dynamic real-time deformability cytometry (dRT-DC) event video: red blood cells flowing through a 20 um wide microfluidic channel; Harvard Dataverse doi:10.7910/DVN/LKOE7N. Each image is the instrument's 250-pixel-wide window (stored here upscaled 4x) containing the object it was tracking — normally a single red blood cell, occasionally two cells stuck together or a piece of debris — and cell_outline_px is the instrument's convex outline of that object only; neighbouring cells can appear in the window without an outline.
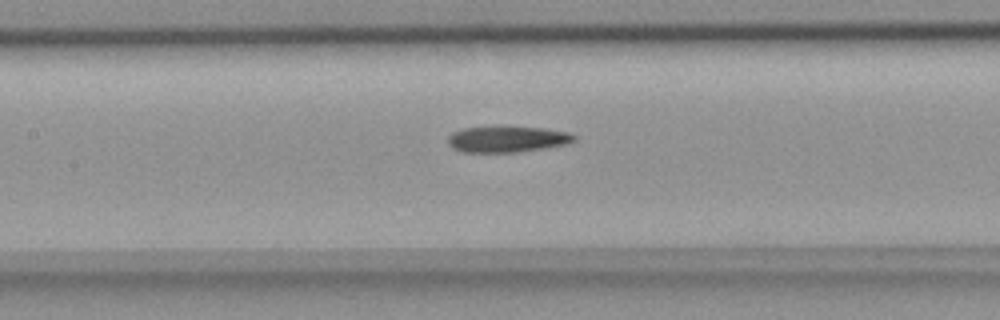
{"species": "common noctule bat (a hibernating species)", "species_latin": "Nyctalus noctula", "temperature_condition": "room temperature", "stored_images_in_passage": 36, "camera_frame_rate_fps": 3000, "um_per_image_px": 0.085, "animal": {"sex": "female", "body_mass_g": 18.4}, "frame": {"image": 1, "passage_image": 14, "time_ms": 4.333, "image_size_px": [1000, 320], "cell_outline_px": [[576, 140], [568, 144], [544, 148], [516, 152], [464, 152], [452, 148], [448, 144], [448, 136], [452, 132], [464, 128], [496, 124], [544, 128], [568, 132], [576, 136]], "centroid_in_image_um": [43.09, 11.79], "position_along_channel_um": 164.3, "area_um2": 19.94}}
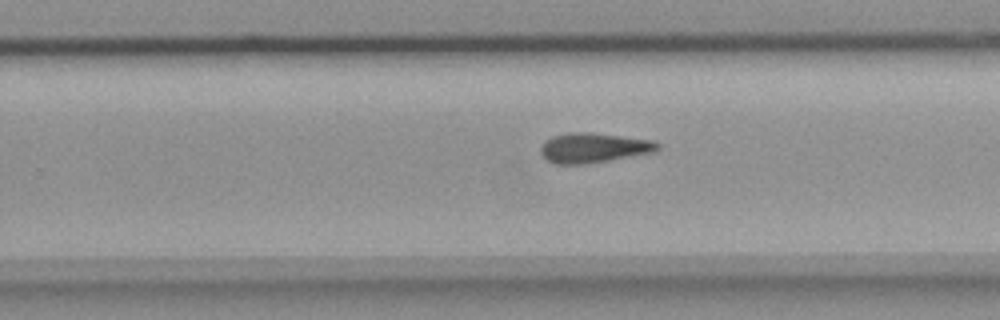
{"frame": {"image": 2, "passage_image": 23, "time_ms": 7.333, "image_size_px": [1000, 320], "cell_outline_px": [[660, 148], [656, 152], [588, 164], [552, 164], [540, 152], [540, 148], [544, 140], [552, 136], [568, 132], [588, 132], [656, 140], [660, 144]], "centroid_in_image_um": [50.48, 12.56], "position_along_channel_um": 279.3, "area_um2": 20.69}}
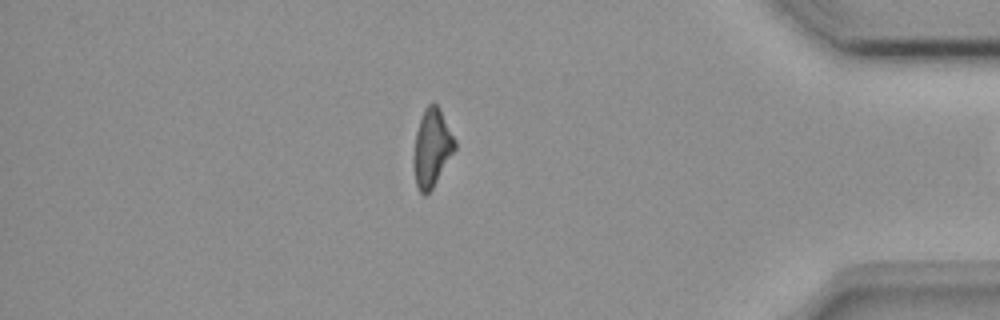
{"frame": {"image": 3, "passage_image": 35, "time_ms": 11.333, "image_size_px": [1000, 320], "cell_outline_px": [[456, 148], [432, 188], [424, 196], [420, 192], [416, 184], [412, 164], [412, 160], [416, 132], [424, 108], [432, 100], [440, 108], [456, 140]], "centroid_in_image_um": [36.7, 12.54], "position_along_channel_um": 398.5, "area_um2": 18.79}}